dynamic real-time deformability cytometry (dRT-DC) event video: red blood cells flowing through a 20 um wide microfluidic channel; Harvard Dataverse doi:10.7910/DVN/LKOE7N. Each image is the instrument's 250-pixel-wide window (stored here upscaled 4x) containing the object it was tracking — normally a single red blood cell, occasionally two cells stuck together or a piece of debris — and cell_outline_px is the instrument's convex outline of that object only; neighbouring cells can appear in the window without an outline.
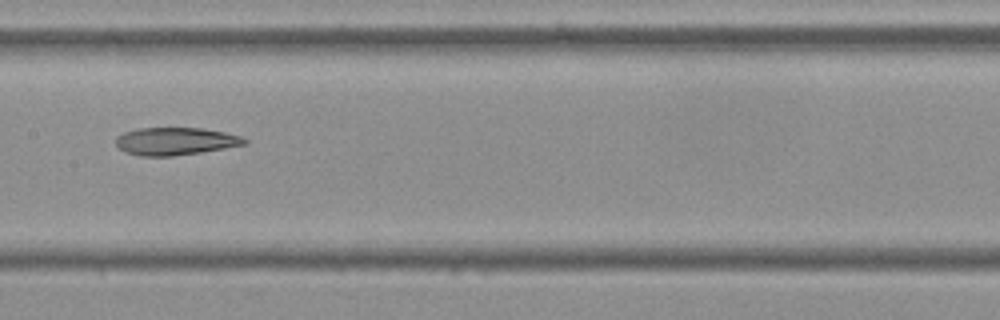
{"species": "Egyptian fruit bat (a non-hibernating species)", "species_latin": "Rousettus aegyptiacus", "temperature_condition": "cold", "stored_images_in_passage": 14, "camera_frame_rate_fps": 3000, "um_per_image_px": 0.085, "frame": {"image": 1, "passage_image": 7, "time_ms": 2.0, "image_size_px": [1000, 320], "cell_outline_px": [[248, 144], [200, 152], [172, 156], [140, 156], [128, 152], [120, 148], [116, 144], [116, 136], [124, 132], [136, 128], [204, 128], [224, 132], [240, 136], [248, 140]], "centroid_in_image_um": [14.92, 12.0], "position_along_channel_um": 192.5, "area_um2": 20.63}}
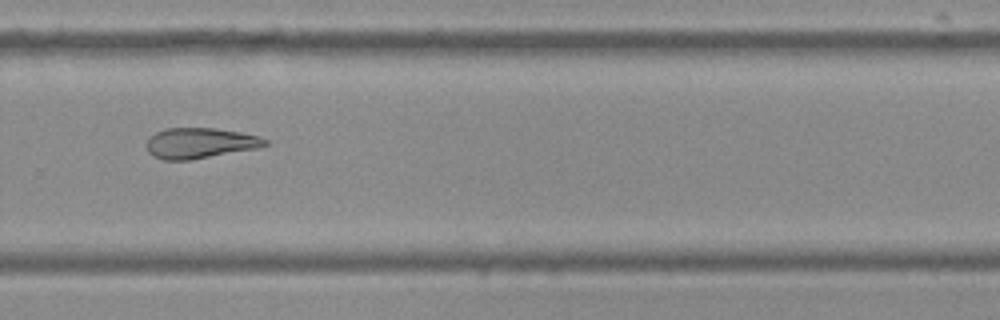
{"frame": {"image": 2, "passage_image": 10, "time_ms": 3.0, "image_size_px": [1000, 320], "cell_outline_px": [[268, 144], [256, 148], [192, 160], [164, 160], [152, 156], [148, 152], [148, 140], [156, 132], [168, 128], [216, 128], [240, 132], [256, 136], [268, 140]], "centroid_in_image_um": [16.99, 12.17], "position_along_channel_um": 312.8, "area_um2": 20.87}}
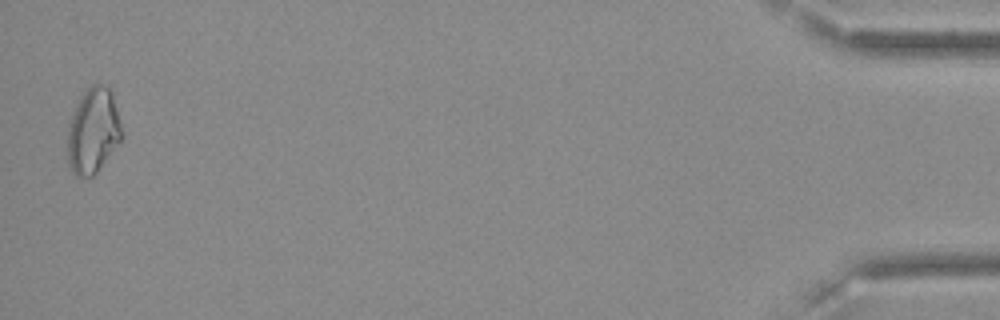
{"frame": {"image": 3, "passage_image": 14, "time_ms": 4.333, "image_size_px": [1000, 320], "cell_outline_px": [[124, 136], [96, 172], [92, 176], [80, 180], [72, 172], [68, 164], [64, 148], [68, 124], [76, 104], [80, 96], [92, 84], [100, 84], [112, 88]], "centroid_in_image_um": [7.87, 11.14], "position_along_channel_um": 427.3, "area_um2": 27.92}}